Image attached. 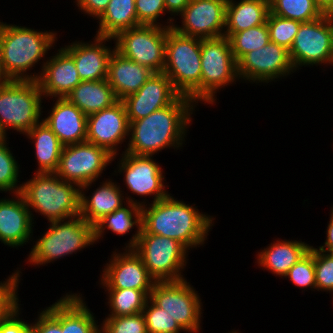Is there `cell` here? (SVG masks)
<instances>
[{"label": "cell", "mask_w": 333, "mask_h": 333, "mask_svg": "<svg viewBox=\"0 0 333 333\" xmlns=\"http://www.w3.org/2000/svg\"><path fill=\"white\" fill-rule=\"evenodd\" d=\"M196 107L188 96L180 95L172 104L130 121L128 144L122 152L154 156L165 148L180 150Z\"/></svg>", "instance_id": "1"}, {"label": "cell", "mask_w": 333, "mask_h": 333, "mask_svg": "<svg viewBox=\"0 0 333 333\" xmlns=\"http://www.w3.org/2000/svg\"><path fill=\"white\" fill-rule=\"evenodd\" d=\"M214 220L208 213L200 212L197 206L177 200L170 193L166 198L142 207L140 233L175 239L191 251L204 245Z\"/></svg>", "instance_id": "2"}, {"label": "cell", "mask_w": 333, "mask_h": 333, "mask_svg": "<svg viewBox=\"0 0 333 333\" xmlns=\"http://www.w3.org/2000/svg\"><path fill=\"white\" fill-rule=\"evenodd\" d=\"M57 34L53 30L39 31L0 20L2 64L6 76L10 80L37 81L48 59V51L52 47L55 49ZM40 60L43 61L41 71L31 72Z\"/></svg>", "instance_id": "3"}, {"label": "cell", "mask_w": 333, "mask_h": 333, "mask_svg": "<svg viewBox=\"0 0 333 333\" xmlns=\"http://www.w3.org/2000/svg\"><path fill=\"white\" fill-rule=\"evenodd\" d=\"M20 194L28 209L40 213L48 222L80 215L81 187L62 180L55 173H34L22 183Z\"/></svg>", "instance_id": "4"}, {"label": "cell", "mask_w": 333, "mask_h": 333, "mask_svg": "<svg viewBox=\"0 0 333 333\" xmlns=\"http://www.w3.org/2000/svg\"><path fill=\"white\" fill-rule=\"evenodd\" d=\"M48 230L36 241L27 258L31 266L53 263L96 244L94 225L80 215L49 222Z\"/></svg>", "instance_id": "5"}, {"label": "cell", "mask_w": 333, "mask_h": 333, "mask_svg": "<svg viewBox=\"0 0 333 333\" xmlns=\"http://www.w3.org/2000/svg\"><path fill=\"white\" fill-rule=\"evenodd\" d=\"M163 73L181 95L188 96L196 105L201 103V39L170 28Z\"/></svg>", "instance_id": "6"}, {"label": "cell", "mask_w": 333, "mask_h": 333, "mask_svg": "<svg viewBox=\"0 0 333 333\" xmlns=\"http://www.w3.org/2000/svg\"><path fill=\"white\" fill-rule=\"evenodd\" d=\"M45 100L37 81L11 80L0 84V127L25 135L42 121Z\"/></svg>", "instance_id": "7"}, {"label": "cell", "mask_w": 333, "mask_h": 333, "mask_svg": "<svg viewBox=\"0 0 333 333\" xmlns=\"http://www.w3.org/2000/svg\"><path fill=\"white\" fill-rule=\"evenodd\" d=\"M134 251L142 258L148 273L156 282L185 279L188 249L175 239L140 233Z\"/></svg>", "instance_id": "8"}, {"label": "cell", "mask_w": 333, "mask_h": 333, "mask_svg": "<svg viewBox=\"0 0 333 333\" xmlns=\"http://www.w3.org/2000/svg\"><path fill=\"white\" fill-rule=\"evenodd\" d=\"M238 80L229 39H201V104L215 105L217 92Z\"/></svg>", "instance_id": "9"}, {"label": "cell", "mask_w": 333, "mask_h": 333, "mask_svg": "<svg viewBox=\"0 0 333 333\" xmlns=\"http://www.w3.org/2000/svg\"><path fill=\"white\" fill-rule=\"evenodd\" d=\"M198 291L187 279L155 282L149 298L173 317L186 333H199L203 304Z\"/></svg>", "instance_id": "10"}, {"label": "cell", "mask_w": 333, "mask_h": 333, "mask_svg": "<svg viewBox=\"0 0 333 333\" xmlns=\"http://www.w3.org/2000/svg\"><path fill=\"white\" fill-rule=\"evenodd\" d=\"M289 54L296 71L302 66H333V15L302 22Z\"/></svg>", "instance_id": "11"}, {"label": "cell", "mask_w": 333, "mask_h": 333, "mask_svg": "<svg viewBox=\"0 0 333 333\" xmlns=\"http://www.w3.org/2000/svg\"><path fill=\"white\" fill-rule=\"evenodd\" d=\"M169 29L155 25H139L127 29L114 38L115 50L133 62L150 68L155 73H162Z\"/></svg>", "instance_id": "12"}, {"label": "cell", "mask_w": 333, "mask_h": 333, "mask_svg": "<svg viewBox=\"0 0 333 333\" xmlns=\"http://www.w3.org/2000/svg\"><path fill=\"white\" fill-rule=\"evenodd\" d=\"M113 161V155L105 148L87 141L65 145L54 173L62 180L81 187L103 177V170Z\"/></svg>", "instance_id": "13"}, {"label": "cell", "mask_w": 333, "mask_h": 333, "mask_svg": "<svg viewBox=\"0 0 333 333\" xmlns=\"http://www.w3.org/2000/svg\"><path fill=\"white\" fill-rule=\"evenodd\" d=\"M121 153L114 172L124 176L123 183L125 184L123 185L131 191L130 193L144 197L142 207L147 203L150 204L149 201L145 200L147 196H152L151 203H154L170 194L166 190L169 186L164 185V181H166L164 170L153 159L154 156Z\"/></svg>", "instance_id": "14"}, {"label": "cell", "mask_w": 333, "mask_h": 333, "mask_svg": "<svg viewBox=\"0 0 333 333\" xmlns=\"http://www.w3.org/2000/svg\"><path fill=\"white\" fill-rule=\"evenodd\" d=\"M296 72L289 50L281 45L269 42L260 49L246 53L237 62L240 81L258 84L282 80Z\"/></svg>", "instance_id": "15"}, {"label": "cell", "mask_w": 333, "mask_h": 333, "mask_svg": "<svg viewBox=\"0 0 333 333\" xmlns=\"http://www.w3.org/2000/svg\"><path fill=\"white\" fill-rule=\"evenodd\" d=\"M116 250L100 272V288L141 290L149 297L156 281L148 273L142 258L133 248L122 247L123 252Z\"/></svg>", "instance_id": "16"}, {"label": "cell", "mask_w": 333, "mask_h": 333, "mask_svg": "<svg viewBox=\"0 0 333 333\" xmlns=\"http://www.w3.org/2000/svg\"><path fill=\"white\" fill-rule=\"evenodd\" d=\"M129 128L125 105L118 100L111 107L87 116L86 141L105 148L116 160L121 145L129 139Z\"/></svg>", "instance_id": "17"}, {"label": "cell", "mask_w": 333, "mask_h": 333, "mask_svg": "<svg viewBox=\"0 0 333 333\" xmlns=\"http://www.w3.org/2000/svg\"><path fill=\"white\" fill-rule=\"evenodd\" d=\"M227 0H191L179 15L181 26L173 24L179 34L199 39L224 36Z\"/></svg>", "instance_id": "18"}, {"label": "cell", "mask_w": 333, "mask_h": 333, "mask_svg": "<svg viewBox=\"0 0 333 333\" xmlns=\"http://www.w3.org/2000/svg\"><path fill=\"white\" fill-rule=\"evenodd\" d=\"M181 94L166 74L154 73L141 88L122 99L129 122L172 104Z\"/></svg>", "instance_id": "19"}, {"label": "cell", "mask_w": 333, "mask_h": 333, "mask_svg": "<svg viewBox=\"0 0 333 333\" xmlns=\"http://www.w3.org/2000/svg\"><path fill=\"white\" fill-rule=\"evenodd\" d=\"M0 198V242L19 248L30 242L33 235V211H30L20 193Z\"/></svg>", "instance_id": "20"}, {"label": "cell", "mask_w": 333, "mask_h": 333, "mask_svg": "<svg viewBox=\"0 0 333 333\" xmlns=\"http://www.w3.org/2000/svg\"><path fill=\"white\" fill-rule=\"evenodd\" d=\"M104 180L105 181H102V183L100 182L99 187L93 190L89 196L86 194L95 182L81 186L80 216L85 221L95 225L105 215L111 214L116 209L121 208L123 203L126 204L127 202L142 207V201L136 200L131 195H128L124 191L125 188L122 189L118 182H114L111 178Z\"/></svg>", "instance_id": "21"}, {"label": "cell", "mask_w": 333, "mask_h": 333, "mask_svg": "<svg viewBox=\"0 0 333 333\" xmlns=\"http://www.w3.org/2000/svg\"><path fill=\"white\" fill-rule=\"evenodd\" d=\"M111 41L114 39L95 35L91 42L75 40L64 45L63 48L73 57L82 81L107 79L109 59L115 50V45L112 49L106 43Z\"/></svg>", "instance_id": "22"}, {"label": "cell", "mask_w": 333, "mask_h": 333, "mask_svg": "<svg viewBox=\"0 0 333 333\" xmlns=\"http://www.w3.org/2000/svg\"><path fill=\"white\" fill-rule=\"evenodd\" d=\"M81 81L73 57L63 46L47 59L37 80L45 99L66 98Z\"/></svg>", "instance_id": "23"}, {"label": "cell", "mask_w": 333, "mask_h": 333, "mask_svg": "<svg viewBox=\"0 0 333 333\" xmlns=\"http://www.w3.org/2000/svg\"><path fill=\"white\" fill-rule=\"evenodd\" d=\"M42 120L65 145L82 143L87 137V115L66 98H56ZM49 114V115H48Z\"/></svg>", "instance_id": "24"}, {"label": "cell", "mask_w": 333, "mask_h": 333, "mask_svg": "<svg viewBox=\"0 0 333 333\" xmlns=\"http://www.w3.org/2000/svg\"><path fill=\"white\" fill-rule=\"evenodd\" d=\"M150 68L140 65L113 51L108 64L107 81L118 100L137 92L154 74Z\"/></svg>", "instance_id": "25"}, {"label": "cell", "mask_w": 333, "mask_h": 333, "mask_svg": "<svg viewBox=\"0 0 333 333\" xmlns=\"http://www.w3.org/2000/svg\"><path fill=\"white\" fill-rule=\"evenodd\" d=\"M275 241L257 253L255 263L259 268L270 271L276 277L283 278L299 259L309 251L311 245L301 240H281L278 238Z\"/></svg>", "instance_id": "26"}, {"label": "cell", "mask_w": 333, "mask_h": 333, "mask_svg": "<svg viewBox=\"0 0 333 333\" xmlns=\"http://www.w3.org/2000/svg\"><path fill=\"white\" fill-rule=\"evenodd\" d=\"M126 205V206H125ZM142 222V207L127 202L121 208L116 209L111 214L105 215L94 225L95 241L98 243L104 237L105 231H111L118 236L130 234L132 229H136L135 234H132L128 243H125L124 248H133L138 241L141 231ZM108 229V230H107Z\"/></svg>", "instance_id": "27"}, {"label": "cell", "mask_w": 333, "mask_h": 333, "mask_svg": "<svg viewBox=\"0 0 333 333\" xmlns=\"http://www.w3.org/2000/svg\"><path fill=\"white\" fill-rule=\"evenodd\" d=\"M268 0H227L225 32L237 33L266 23Z\"/></svg>", "instance_id": "28"}, {"label": "cell", "mask_w": 333, "mask_h": 333, "mask_svg": "<svg viewBox=\"0 0 333 333\" xmlns=\"http://www.w3.org/2000/svg\"><path fill=\"white\" fill-rule=\"evenodd\" d=\"M66 99L87 116L111 107L118 101L107 79L81 81Z\"/></svg>", "instance_id": "29"}, {"label": "cell", "mask_w": 333, "mask_h": 333, "mask_svg": "<svg viewBox=\"0 0 333 333\" xmlns=\"http://www.w3.org/2000/svg\"><path fill=\"white\" fill-rule=\"evenodd\" d=\"M25 137L35 146L34 153L38 163L35 173H54L64 147L56 134L42 120L30 129Z\"/></svg>", "instance_id": "30"}, {"label": "cell", "mask_w": 333, "mask_h": 333, "mask_svg": "<svg viewBox=\"0 0 333 333\" xmlns=\"http://www.w3.org/2000/svg\"><path fill=\"white\" fill-rule=\"evenodd\" d=\"M80 294L62 296V333H99L101 324Z\"/></svg>", "instance_id": "31"}, {"label": "cell", "mask_w": 333, "mask_h": 333, "mask_svg": "<svg viewBox=\"0 0 333 333\" xmlns=\"http://www.w3.org/2000/svg\"><path fill=\"white\" fill-rule=\"evenodd\" d=\"M97 20L99 28L96 35L113 39L120 32L139 26L135 0H110Z\"/></svg>", "instance_id": "32"}, {"label": "cell", "mask_w": 333, "mask_h": 333, "mask_svg": "<svg viewBox=\"0 0 333 333\" xmlns=\"http://www.w3.org/2000/svg\"><path fill=\"white\" fill-rule=\"evenodd\" d=\"M110 313L107 316H126L142 313L148 296L141 290L105 289Z\"/></svg>", "instance_id": "33"}, {"label": "cell", "mask_w": 333, "mask_h": 333, "mask_svg": "<svg viewBox=\"0 0 333 333\" xmlns=\"http://www.w3.org/2000/svg\"><path fill=\"white\" fill-rule=\"evenodd\" d=\"M270 13L300 22H310L324 15L315 0H270Z\"/></svg>", "instance_id": "34"}, {"label": "cell", "mask_w": 333, "mask_h": 333, "mask_svg": "<svg viewBox=\"0 0 333 333\" xmlns=\"http://www.w3.org/2000/svg\"><path fill=\"white\" fill-rule=\"evenodd\" d=\"M229 39L232 54L238 62L246 53L260 49L270 42L267 24H262L237 33H224Z\"/></svg>", "instance_id": "35"}, {"label": "cell", "mask_w": 333, "mask_h": 333, "mask_svg": "<svg viewBox=\"0 0 333 333\" xmlns=\"http://www.w3.org/2000/svg\"><path fill=\"white\" fill-rule=\"evenodd\" d=\"M7 139L9 138L6 137L0 140V192L17 194L20 193L22 188L19 181L20 165L10 147H8L9 140Z\"/></svg>", "instance_id": "36"}, {"label": "cell", "mask_w": 333, "mask_h": 333, "mask_svg": "<svg viewBox=\"0 0 333 333\" xmlns=\"http://www.w3.org/2000/svg\"><path fill=\"white\" fill-rule=\"evenodd\" d=\"M142 313L147 333H180L184 331L173 317L158 307L150 298L146 301Z\"/></svg>", "instance_id": "37"}, {"label": "cell", "mask_w": 333, "mask_h": 333, "mask_svg": "<svg viewBox=\"0 0 333 333\" xmlns=\"http://www.w3.org/2000/svg\"><path fill=\"white\" fill-rule=\"evenodd\" d=\"M301 23L300 21L283 18L269 12L266 24L269 30L270 42L289 50Z\"/></svg>", "instance_id": "38"}, {"label": "cell", "mask_w": 333, "mask_h": 333, "mask_svg": "<svg viewBox=\"0 0 333 333\" xmlns=\"http://www.w3.org/2000/svg\"><path fill=\"white\" fill-rule=\"evenodd\" d=\"M301 289L316 290V275L314 267L313 246L284 276Z\"/></svg>", "instance_id": "39"}, {"label": "cell", "mask_w": 333, "mask_h": 333, "mask_svg": "<svg viewBox=\"0 0 333 333\" xmlns=\"http://www.w3.org/2000/svg\"><path fill=\"white\" fill-rule=\"evenodd\" d=\"M21 270V267L17 268L12 275L5 278L6 281H0V322L21 305L18 297L19 282L23 280L20 278Z\"/></svg>", "instance_id": "40"}, {"label": "cell", "mask_w": 333, "mask_h": 333, "mask_svg": "<svg viewBox=\"0 0 333 333\" xmlns=\"http://www.w3.org/2000/svg\"><path fill=\"white\" fill-rule=\"evenodd\" d=\"M135 7L139 25L173 27L175 21L171 16H169L166 23L158 22L162 20L163 14H167L164 0H135Z\"/></svg>", "instance_id": "41"}, {"label": "cell", "mask_w": 333, "mask_h": 333, "mask_svg": "<svg viewBox=\"0 0 333 333\" xmlns=\"http://www.w3.org/2000/svg\"><path fill=\"white\" fill-rule=\"evenodd\" d=\"M38 313L30 333H62V297Z\"/></svg>", "instance_id": "42"}, {"label": "cell", "mask_w": 333, "mask_h": 333, "mask_svg": "<svg viewBox=\"0 0 333 333\" xmlns=\"http://www.w3.org/2000/svg\"><path fill=\"white\" fill-rule=\"evenodd\" d=\"M105 333H147L143 313L126 316H106L101 323Z\"/></svg>", "instance_id": "43"}, {"label": "cell", "mask_w": 333, "mask_h": 333, "mask_svg": "<svg viewBox=\"0 0 333 333\" xmlns=\"http://www.w3.org/2000/svg\"><path fill=\"white\" fill-rule=\"evenodd\" d=\"M316 290L333 295V254L317 250L313 246Z\"/></svg>", "instance_id": "44"}, {"label": "cell", "mask_w": 333, "mask_h": 333, "mask_svg": "<svg viewBox=\"0 0 333 333\" xmlns=\"http://www.w3.org/2000/svg\"><path fill=\"white\" fill-rule=\"evenodd\" d=\"M20 306L0 322V333H30V323L20 318Z\"/></svg>", "instance_id": "45"}, {"label": "cell", "mask_w": 333, "mask_h": 333, "mask_svg": "<svg viewBox=\"0 0 333 333\" xmlns=\"http://www.w3.org/2000/svg\"><path fill=\"white\" fill-rule=\"evenodd\" d=\"M110 0H75L76 6L83 14L97 20L106 10Z\"/></svg>", "instance_id": "46"}, {"label": "cell", "mask_w": 333, "mask_h": 333, "mask_svg": "<svg viewBox=\"0 0 333 333\" xmlns=\"http://www.w3.org/2000/svg\"><path fill=\"white\" fill-rule=\"evenodd\" d=\"M165 1V8L167 14H170L173 20L175 21V15L179 16L183 10L188 6L191 0H164Z\"/></svg>", "instance_id": "47"}, {"label": "cell", "mask_w": 333, "mask_h": 333, "mask_svg": "<svg viewBox=\"0 0 333 333\" xmlns=\"http://www.w3.org/2000/svg\"><path fill=\"white\" fill-rule=\"evenodd\" d=\"M330 221L327 223L326 240L323 245L318 246L317 250L333 254V206L330 209Z\"/></svg>", "instance_id": "48"}, {"label": "cell", "mask_w": 333, "mask_h": 333, "mask_svg": "<svg viewBox=\"0 0 333 333\" xmlns=\"http://www.w3.org/2000/svg\"><path fill=\"white\" fill-rule=\"evenodd\" d=\"M315 2L324 14L333 15V0H315Z\"/></svg>", "instance_id": "49"}, {"label": "cell", "mask_w": 333, "mask_h": 333, "mask_svg": "<svg viewBox=\"0 0 333 333\" xmlns=\"http://www.w3.org/2000/svg\"><path fill=\"white\" fill-rule=\"evenodd\" d=\"M11 81L5 74V70L2 64L1 42H0V84Z\"/></svg>", "instance_id": "50"}, {"label": "cell", "mask_w": 333, "mask_h": 333, "mask_svg": "<svg viewBox=\"0 0 333 333\" xmlns=\"http://www.w3.org/2000/svg\"><path fill=\"white\" fill-rule=\"evenodd\" d=\"M7 136L5 135V133L2 131L1 127H0V140L5 139Z\"/></svg>", "instance_id": "51"}, {"label": "cell", "mask_w": 333, "mask_h": 333, "mask_svg": "<svg viewBox=\"0 0 333 333\" xmlns=\"http://www.w3.org/2000/svg\"><path fill=\"white\" fill-rule=\"evenodd\" d=\"M229 333H240V332H238V330H232V332L230 331Z\"/></svg>", "instance_id": "52"}, {"label": "cell", "mask_w": 333, "mask_h": 333, "mask_svg": "<svg viewBox=\"0 0 333 333\" xmlns=\"http://www.w3.org/2000/svg\"><path fill=\"white\" fill-rule=\"evenodd\" d=\"M99 333H105L102 329H100Z\"/></svg>", "instance_id": "53"}]
</instances>
